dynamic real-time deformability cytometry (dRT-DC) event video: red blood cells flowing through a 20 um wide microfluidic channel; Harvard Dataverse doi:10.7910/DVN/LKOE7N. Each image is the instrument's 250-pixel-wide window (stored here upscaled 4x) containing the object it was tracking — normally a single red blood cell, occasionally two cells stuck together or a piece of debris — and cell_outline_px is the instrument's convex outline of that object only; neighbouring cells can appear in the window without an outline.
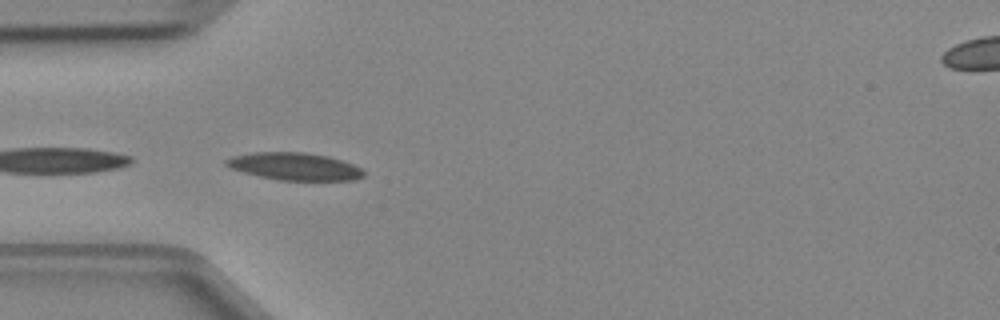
{"species": "Egyptian fruit bat (a non-hibernating species)", "species_latin": "Rousettus aegyptiacus", "temperature_condition": "cold", "stored_images_in_passage": 12, "camera_frame_rate_fps": 3000, "um_per_image_px": 0.085, "animal": {"sex": "female"}, "frame": {"image": 1, "passage_image": 1, "time_ms": 0.0, "image_size_px": [1000, 320], "cell_outline_px": [[364, 176], [356, 180], [280, 180], [260, 176], [244, 172], [232, 168], [224, 164], [224, 160], [232, 156], [252, 152], [304, 152], [328, 156], [344, 160], [360, 168], [364, 172]], "centroid_in_image_um": [25.05, 14.14], "position_along_channel_um": 60.0, "area_um2": 21.96}}